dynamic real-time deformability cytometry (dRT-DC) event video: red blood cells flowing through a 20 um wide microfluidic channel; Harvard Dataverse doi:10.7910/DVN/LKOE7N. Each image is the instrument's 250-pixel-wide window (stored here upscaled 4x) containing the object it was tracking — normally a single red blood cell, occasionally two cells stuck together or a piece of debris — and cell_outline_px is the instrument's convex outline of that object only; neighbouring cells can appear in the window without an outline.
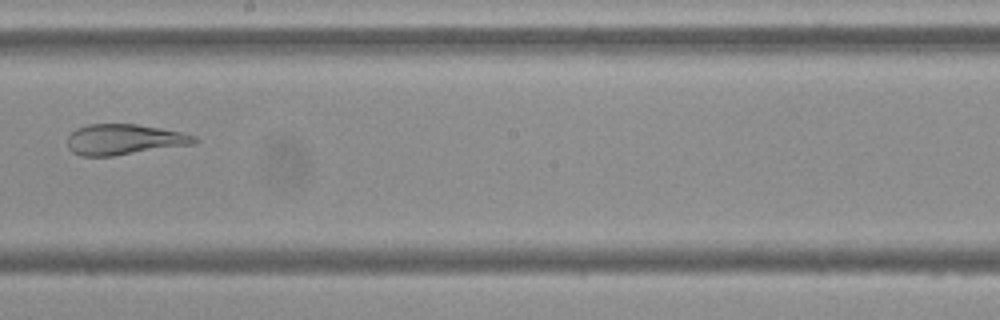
{"species": "Egyptian fruit bat (a non-hibernating species)", "species_latin": "Rousettus aegyptiacus", "temperature_condition": "cold", "stored_images_in_passage": 5, "camera_frame_rate_fps": 3000, "um_per_image_px": 0.085, "frame": {"image": 1, "passage_image": 5, "time_ms": 4.667, "image_size_px": [1000, 320], "cell_outline_px": [[200, 140], [196, 144], [112, 156], [80, 156], [72, 152], [68, 148], [68, 136], [76, 128], [88, 124], [136, 124], [160, 128], [180, 132], [196, 136]], "centroid_in_image_um": [10.57, 11.86], "position_along_channel_um": 237.6, "area_um2": 22.77}}